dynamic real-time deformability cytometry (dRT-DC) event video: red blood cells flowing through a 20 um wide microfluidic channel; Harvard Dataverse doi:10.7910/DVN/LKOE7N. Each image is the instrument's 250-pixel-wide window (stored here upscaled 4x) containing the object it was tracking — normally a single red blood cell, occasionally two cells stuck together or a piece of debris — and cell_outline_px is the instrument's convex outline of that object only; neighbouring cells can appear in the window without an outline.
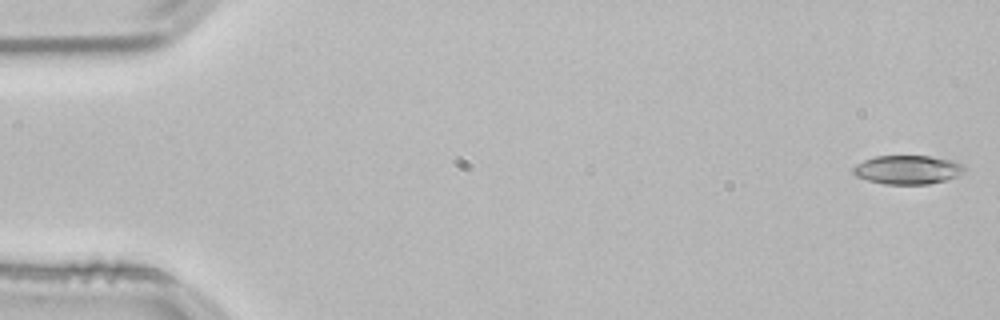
{"species": "common noctule bat (a hibernating species)", "species_latin": "Nyctalus noctula", "temperature_condition": "room temperature", "stored_images_in_passage": 13, "camera_frame_rate_fps": 3000, "um_per_image_px": 0.085, "animal": {"sex": "male", "body_mass_g": 21.5, "forearm_length_mm": 52.0}, "frame": {"image": 1, "passage_image": 1, "time_ms": 0.0, "image_size_px": [1000, 320], "cell_outline_px": [[964, 172], [956, 176], [944, 180], [928, 184], [884, 184], [868, 180], [856, 176], [852, 172], [852, 168], [856, 164], [864, 160], [876, 156], [928, 156], [952, 160], [964, 164]], "centroid_in_image_um": [77.13, 14.42], "position_along_channel_um": 7.9, "area_um2": 18.61}}